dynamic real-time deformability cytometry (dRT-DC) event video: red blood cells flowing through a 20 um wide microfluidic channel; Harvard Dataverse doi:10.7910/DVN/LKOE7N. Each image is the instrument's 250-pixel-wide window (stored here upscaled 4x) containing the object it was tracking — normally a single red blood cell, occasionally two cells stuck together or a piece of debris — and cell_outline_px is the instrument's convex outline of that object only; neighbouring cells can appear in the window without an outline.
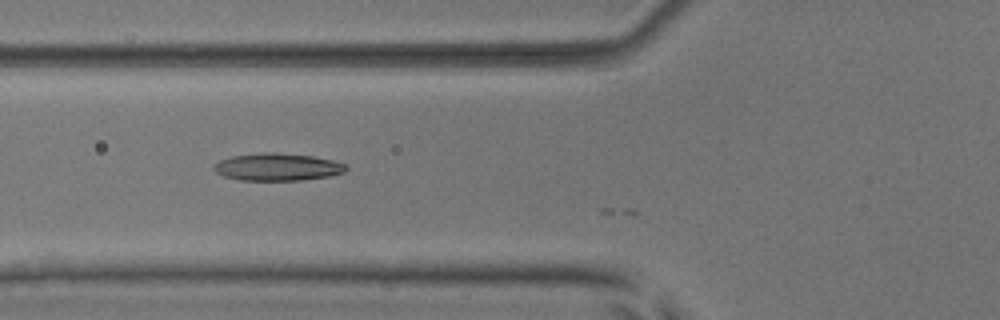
{"species": "common noctule bat (a hibernating species)", "species_latin": "Nyctalus noctula", "temperature_condition": "room temperature", "stored_images_in_passage": 6, "camera_frame_rate_fps": 3000, "um_per_image_px": 0.085, "animal": {"sex": "male", "body_mass_g": 17.9, "forearm_length_mm": 54.2}, "frame": {"image": 1, "passage_image": 5, "time_ms": 1.333, "image_size_px": [1000, 320], "cell_outline_px": [[348, 168], [344, 172], [328, 176], [300, 180], [240, 180], [224, 176], [216, 172], [212, 168], [212, 164], [220, 160], [232, 156], [260, 152], [276, 152], [312, 156], [332, 160], [348, 164]], "centroid_in_image_um": [23.56, 14.18], "position_along_channel_um": 102.2, "area_um2": 21.21}}